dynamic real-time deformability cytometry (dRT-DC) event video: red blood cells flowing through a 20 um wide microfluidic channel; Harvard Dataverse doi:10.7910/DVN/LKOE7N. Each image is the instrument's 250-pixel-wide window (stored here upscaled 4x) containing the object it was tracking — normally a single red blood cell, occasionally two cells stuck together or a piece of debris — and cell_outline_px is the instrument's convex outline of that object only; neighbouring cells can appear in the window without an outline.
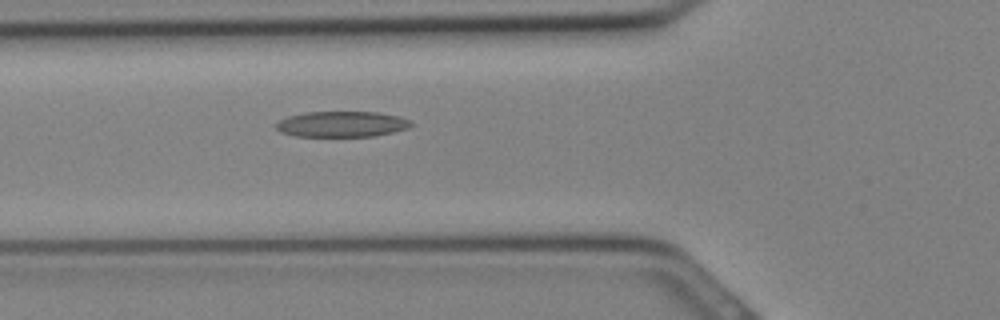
{"species": "Egyptian fruit bat (a non-hibernating species)", "species_latin": "Rousettus aegyptiacus", "temperature_condition": "cold", "stored_images_in_passage": 7, "camera_frame_rate_fps": 3000, "um_per_image_px": 0.085, "animal": {"sex": "female"}, "frame": {"image": 1, "passage_image": 5, "time_ms": 1.333, "image_size_px": [1000, 320], "cell_outline_px": [[412, 124], [408, 128], [376, 136], [296, 136], [280, 132], [276, 128], [276, 124], [280, 120], [288, 116], [304, 112], [380, 112], [400, 116], [412, 120]], "centroid_in_image_um": [29.08, 10.54], "position_along_channel_um": 96.7, "area_um2": 20.29}}
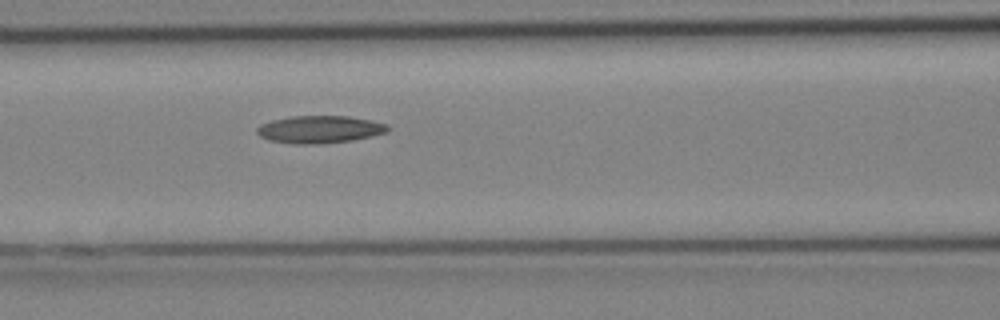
{"frame": {"image": 2, "passage_image": 7, "time_ms": 2.0, "image_size_px": [1000, 320], "cell_outline_px": [[388, 132], [372, 136], [352, 140], [320, 144], [292, 144], [268, 140], [260, 136], [256, 132], [256, 128], [260, 124], [272, 120], [292, 116], [348, 116], [372, 120], [388, 124]], "centroid_in_image_um": [27.16, 11.0], "position_along_channel_um": 139.4, "area_um2": 21.1}}